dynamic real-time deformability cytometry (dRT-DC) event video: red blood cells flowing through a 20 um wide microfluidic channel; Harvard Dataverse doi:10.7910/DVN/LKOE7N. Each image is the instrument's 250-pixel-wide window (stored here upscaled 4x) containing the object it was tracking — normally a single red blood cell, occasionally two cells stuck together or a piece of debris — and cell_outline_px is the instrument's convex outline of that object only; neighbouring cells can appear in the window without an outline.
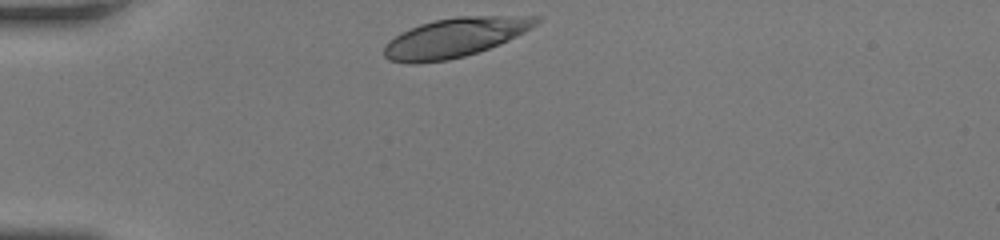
{"species": "human", "species_latin": "Homo sapiens", "temperature_condition": "room temperature", "stored_images_in_passage": 29, "camera_frame_rate_fps": 3000, "um_per_image_px": 0.085, "donor": {"sex": "female"}, "frame": {"image": 1, "passage_image": 1, "time_ms": 0.0, "image_size_px": [1000, 240], "cell_outline_px": [[540, 20], [536, 24], [524, 32], [500, 44], [464, 56], [448, 60], [416, 64], [408, 64], [388, 60], [384, 56], [384, 44], [388, 40], [400, 32], [420, 24], [436, 20], [460, 16], [540, 16]], "centroid_in_image_um": [38.61, 3.2], "position_along_channel_um": 46.4, "area_um2": 34.74}}
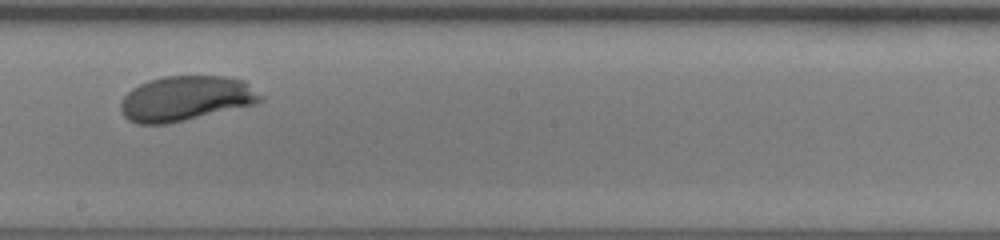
{"frame": {"image": 2, "passage_image": 17, "time_ms": 5.333, "image_size_px": [1000, 240], "cell_outline_px": [[264, 100], [256, 104], [168, 124], [136, 124], [128, 120], [124, 116], [120, 108], [120, 104], [124, 96], [132, 88], [148, 80], [164, 76], [224, 76], [244, 80]], "centroid_in_image_um": [15.76, 8.37], "position_along_channel_um": 232.4, "area_um2": 36.59}}
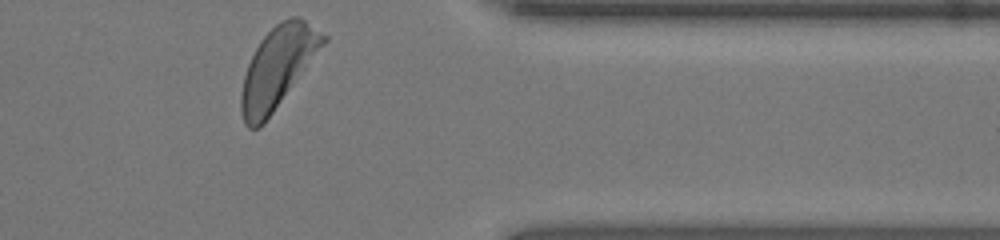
{"frame": {"image": 3, "passage_image": 29, "time_ms": 9.333, "image_size_px": [1000, 240], "cell_outline_px": [[328, 40], [264, 124], [260, 128], [248, 128], [244, 124], [240, 112], [240, 92], [244, 76], [248, 64], [260, 40], [280, 20], [292, 16], [300, 16], [328, 36]], "centroid_in_image_um": [23.6, 5.73], "position_along_channel_um": 387.8, "area_um2": 38.67}, "authors_computed_cell_mechanics": {"area_um2": 36.1828, "velocity_mm_per_s": 4.1513, "shape_relaxation_time_tau1_ms": 2.3442, "shape_relaxation_time_tau2_ms": null, "deformation_change_tau1": 0.1684, "deformation_change_tau2": null}}